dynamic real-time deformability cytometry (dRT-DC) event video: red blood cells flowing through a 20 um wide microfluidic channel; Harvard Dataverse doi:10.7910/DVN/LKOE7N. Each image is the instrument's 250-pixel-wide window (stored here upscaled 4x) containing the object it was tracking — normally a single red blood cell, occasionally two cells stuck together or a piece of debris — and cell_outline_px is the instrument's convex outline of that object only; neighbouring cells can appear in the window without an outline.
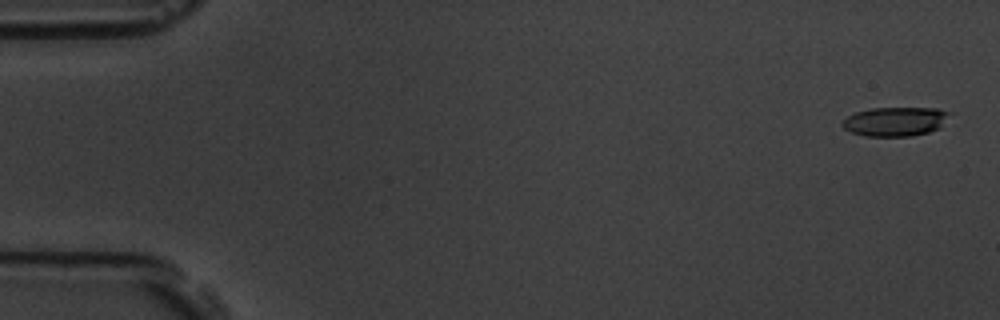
{"species": "common noctule bat (a hibernating species)", "species_latin": "Nyctalus noctula", "temperature_condition": "room temperature", "stored_images_in_passage": 7, "camera_frame_rate_fps": 3000, "um_per_image_px": 0.085, "animal": {"sex": "male", "body_mass_g": 19.5, "forearm_length_mm": 54.6}, "frame": {"image": 1, "passage_image": 1, "time_ms": 0.0, "image_size_px": [1000, 320], "cell_outline_px": [[952, 112], [940, 128], [928, 132], [912, 136], [864, 136], [852, 132], [844, 128], [840, 124], [840, 120], [856, 112], [872, 108], [936, 108]], "centroid_in_image_um": [76.09, 10.32], "position_along_channel_um": 8.9, "area_um2": 18.32}}
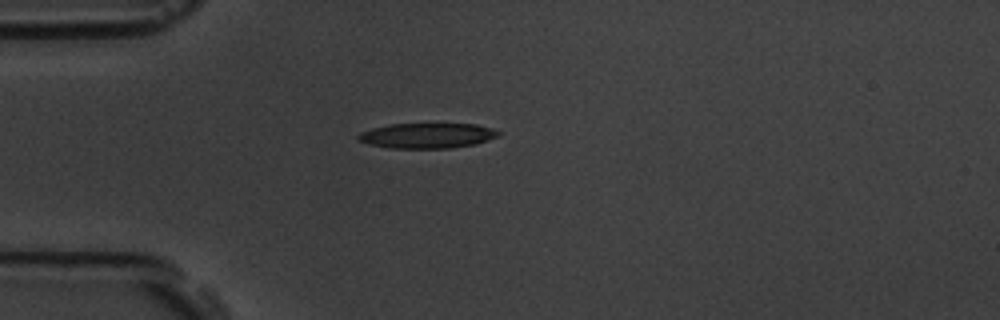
{"frame": {"image": 2, "passage_image": 5, "time_ms": 1.333, "image_size_px": [1000, 320], "cell_outline_px": [[500, 136], [476, 144], [452, 148], [388, 148], [356, 140], [356, 136], [360, 132], [372, 128], [392, 124], [476, 124], [492, 128], [500, 132]], "centroid_in_image_um": [36.33, 11.53], "position_along_channel_um": 48.7, "area_um2": 20.63}}
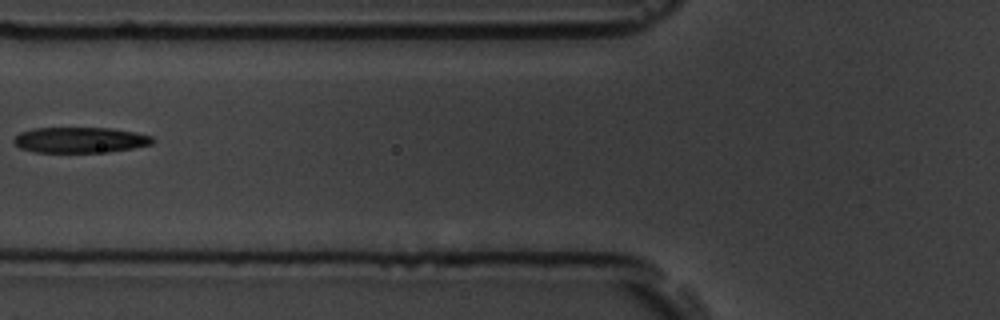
{"frame": {"image": 3, "passage_image": 7, "time_ms": 2.0, "image_size_px": [1000, 320], "cell_outline_px": [[156, 140], [152, 144], [132, 148], [108, 152], [36, 152], [20, 148], [12, 140], [20, 132], [32, 128], [112, 128], [136, 132], [152, 136]], "centroid_in_image_um": [6.83, 11.89], "position_along_channel_um": 119.0, "area_um2": 20.81}}